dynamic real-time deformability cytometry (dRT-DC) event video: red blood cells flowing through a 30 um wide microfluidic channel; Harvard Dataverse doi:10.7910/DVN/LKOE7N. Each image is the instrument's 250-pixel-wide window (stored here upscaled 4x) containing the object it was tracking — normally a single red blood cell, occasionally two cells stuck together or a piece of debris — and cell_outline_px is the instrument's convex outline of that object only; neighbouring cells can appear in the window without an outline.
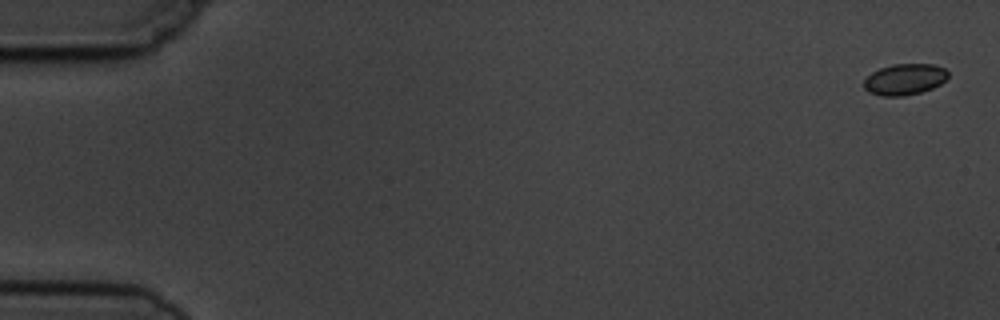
{"species": "common noctule bat (a hibernating species)", "species_latin": "Nyctalus noctula", "temperature_condition": "cold", "stored_images_in_passage": 9, "camera_frame_rate_fps": 3000, "um_per_image_px": 0.085, "animal": {"sex": "male", "body_mass_g": 19.5, "forearm_length_mm": 54.6}, "frame": {"image": 1, "passage_image": 1, "time_ms": 0.0, "image_size_px": [1000, 320], "cell_outline_px": [[948, 76], [940, 84], [932, 88], [920, 92], [904, 96], [880, 96], [868, 92], [864, 88], [864, 80], [872, 72], [880, 68], [892, 64], [936, 64], [944, 68], [948, 72]], "centroid_in_image_um": [76.88, 6.74], "position_along_channel_um": 8.1, "area_um2": 15.32}}
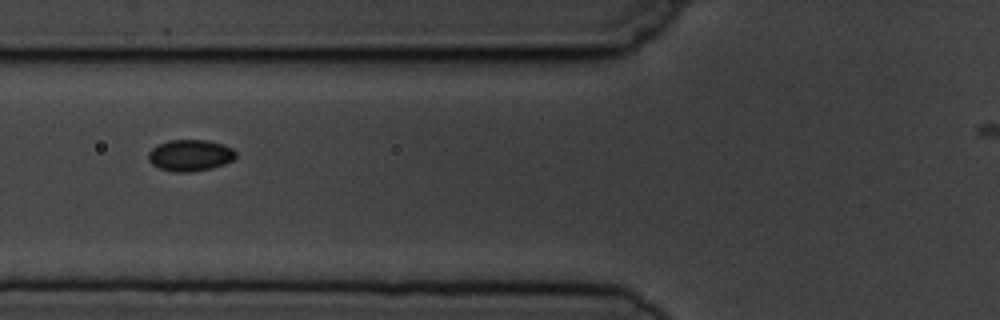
{"frame": {"image": 2, "passage_image": 7, "time_ms": 6.667, "image_size_px": [1000, 320], "cell_outline_px": [[236, 156], [232, 160], [224, 164], [212, 168], [188, 172], [172, 172], [160, 168], [152, 164], [148, 160], [148, 152], [152, 148], [168, 140], [208, 140], [224, 144], [232, 148], [236, 152]], "centroid_in_image_um": [16.17, 13.2], "position_along_channel_um": 109.6, "area_um2": 16.07}}
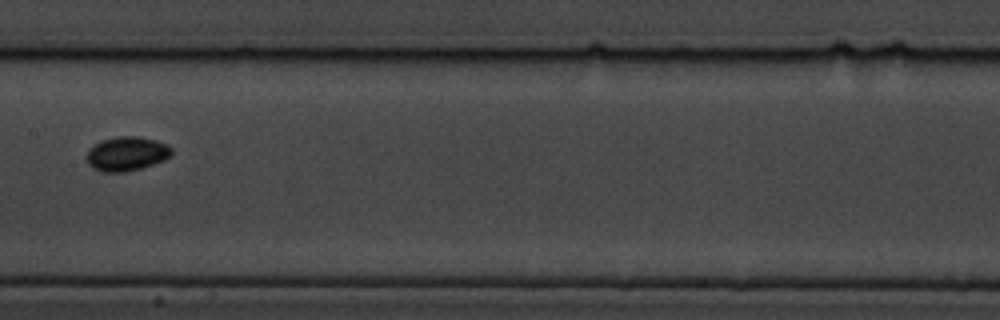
{"frame": {"image": 3, "passage_image": 9, "time_ms": 9.0, "image_size_px": [1000, 320], "cell_outline_px": [[172, 152], [164, 160], [140, 168], [124, 172], [104, 172], [92, 168], [88, 164], [88, 148], [100, 140], [116, 136], [136, 136], [156, 140], [168, 144], [172, 148]], "centroid_in_image_um": [10.75, 13.05], "position_along_channel_um": 196.6, "area_um2": 16.94}}